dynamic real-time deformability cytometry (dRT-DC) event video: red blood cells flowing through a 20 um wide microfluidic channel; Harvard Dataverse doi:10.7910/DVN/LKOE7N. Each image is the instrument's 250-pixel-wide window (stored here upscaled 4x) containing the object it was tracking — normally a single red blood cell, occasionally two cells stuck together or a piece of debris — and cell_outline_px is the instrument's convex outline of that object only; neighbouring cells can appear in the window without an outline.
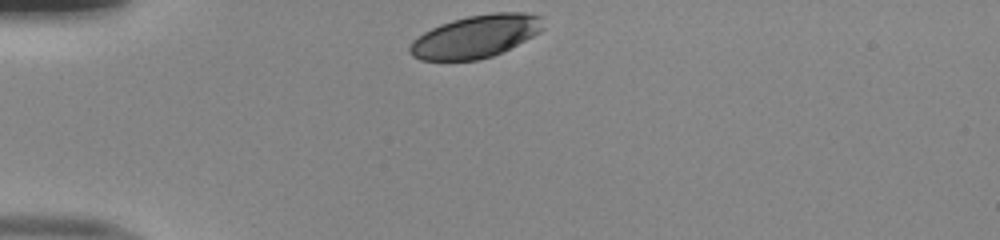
{"species": "human", "species_latin": "Homo sapiens", "temperature_condition": "room temperature", "stored_images_in_passage": 30, "camera_frame_rate_fps": 3000, "um_per_image_px": 0.085, "donor": {"sex": "male"}, "frame": {"image": 1, "passage_image": 1, "time_ms": 0.0, "image_size_px": [1000, 240], "cell_outline_px": [[544, 28], [540, 32], [492, 56], [476, 60], [420, 60], [412, 56], [408, 52], [408, 48], [412, 40], [424, 32], [440, 24], [452, 20], [468, 16], [492, 12], [524, 12], [544, 16]], "centroid_in_image_um": [40.43, 3.08], "position_along_channel_um": 44.6, "area_um2": 33.18}}
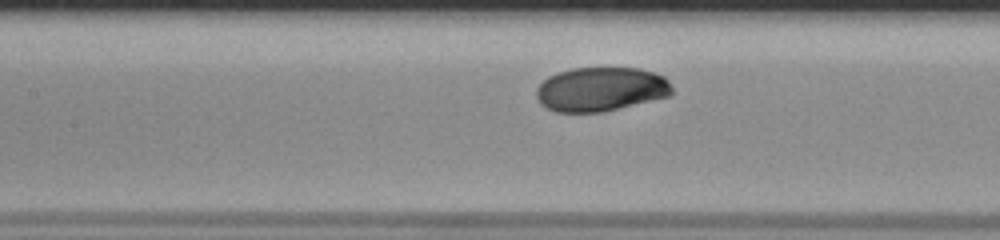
{"frame": {"image": 2, "passage_image": 12, "time_ms": 3.667, "image_size_px": [1000, 240], "cell_outline_px": [[672, 92], [668, 96], [600, 112], [556, 112], [544, 108], [540, 104], [536, 96], [536, 88], [548, 76], [556, 72], [572, 68], [640, 68], [664, 76], [668, 80], [672, 88]], "centroid_in_image_um": [51.01, 7.57], "position_along_channel_um": 156.4, "area_um2": 34.85}}
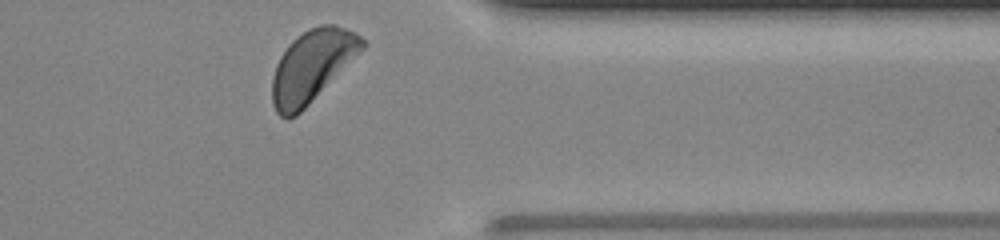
{"frame": {"image": 3, "passage_image": 30, "time_ms": 9.667, "image_size_px": [1000, 240], "cell_outline_px": [[368, 44], [296, 116], [288, 120], [280, 116], [276, 112], [272, 104], [272, 76], [276, 64], [280, 56], [288, 44], [292, 40], [308, 28], [320, 24], [336, 24], [360, 36]], "centroid_in_image_um": [26.48, 5.6], "position_along_channel_um": 384.9, "area_um2": 37.34}, "authors_computed_cell_mechanics": {"area_um2": 35.9805, "velocity_mm_per_s": 3.939, "shape_relaxation_time_tau1_ms": 2.0559, "shape_relaxation_time_tau2_ms": null, "deformation_change_tau1": 0.1325, "deformation_change_tau2": null}}